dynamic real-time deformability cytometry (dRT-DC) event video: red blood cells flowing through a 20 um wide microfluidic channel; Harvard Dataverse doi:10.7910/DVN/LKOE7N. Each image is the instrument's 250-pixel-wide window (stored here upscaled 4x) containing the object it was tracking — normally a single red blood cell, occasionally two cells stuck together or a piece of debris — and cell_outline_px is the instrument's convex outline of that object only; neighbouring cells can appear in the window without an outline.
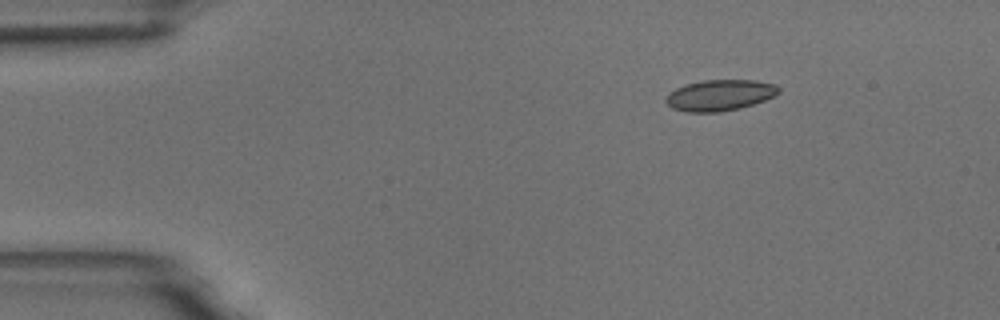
{"species": "common noctule bat (a hibernating species)", "species_latin": "Nyctalus noctula", "temperature_condition": "room temperature", "stored_images_in_passage": 4, "camera_frame_rate_fps": 3000, "um_per_image_px": 0.085, "animal": {"sex": "male", "body_mass_g": 18.8}, "frame": {"image": 1, "passage_image": 1, "time_ms": 0.0, "image_size_px": [1000, 320], "cell_outline_px": [[780, 92], [764, 100], [740, 108], [720, 112], [688, 112], [672, 108], [664, 100], [668, 92], [684, 84], [704, 80], [756, 80], [776, 84], [780, 88]], "centroid_in_image_um": [61.16, 8.08], "position_along_channel_um": 23.8, "area_um2": 20.46}}
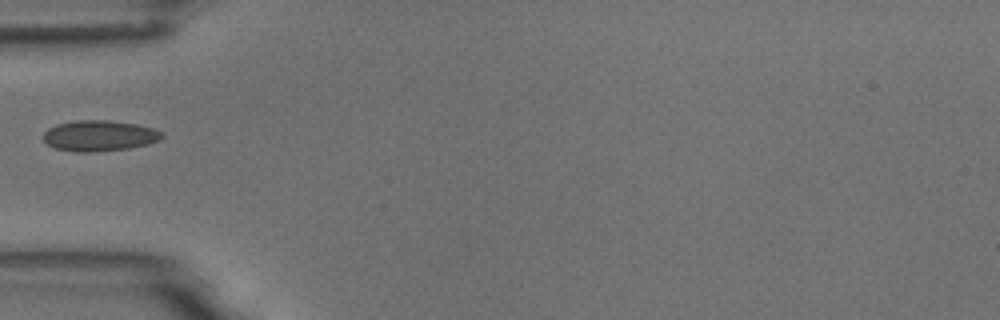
{"frame": {"image": 2, "passage_image": 4, "time_ms": 3.333, "image_size_px": [1000, 320], "cell_outline_px": [[164, 136], [160, 140], [148, 144], [128, 148], [96, 152], [76, 152], [56, 148], [48, 144], [44, 140], [44, 132], [48, 128], [56, 124], [76, 120], [108, 120], [136, 124], [152, 128], [164, 132]], "centroid_in_image_um": [8.46, 11.53], "position_along_channel_um": 76.5, "area_um2": 21.33}}